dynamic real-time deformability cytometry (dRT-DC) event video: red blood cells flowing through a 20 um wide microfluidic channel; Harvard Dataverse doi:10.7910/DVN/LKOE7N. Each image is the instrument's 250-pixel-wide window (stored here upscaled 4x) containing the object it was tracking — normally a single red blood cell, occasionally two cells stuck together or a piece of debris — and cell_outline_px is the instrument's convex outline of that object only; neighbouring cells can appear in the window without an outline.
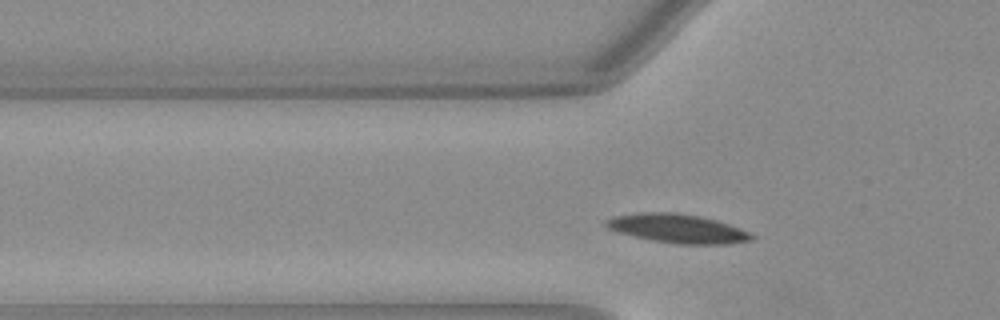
{"species": "Egyptian fruit bat (a non-hibernating species)", "species_latin": "Rousettus aegyptiacus", "temperature_condition": "warm", "stored_images_in_passage": 34, "camera_frame_rate_fps": 3000, "um_per_image_px": 0.085, "animal": {"sex": "female"}, "frame": {"image": 1, "passage_image": 8, "time_ms": 2.333, "image_size_px": [1000, 320], "cell_outline_px": [[756, 236], [752, 240], [728, 244], [676, 244], [652, 240], [632, 236], [608, 228], [604, 224], [604, 220], [616, 216], [648, 212], [672, 212], [700, 216], [716, 220], [752, 232]], "centroid_in_image_um": [57.65, 19.43], "position_along_channel_um": 68.2, "area_um2": 24.45}}
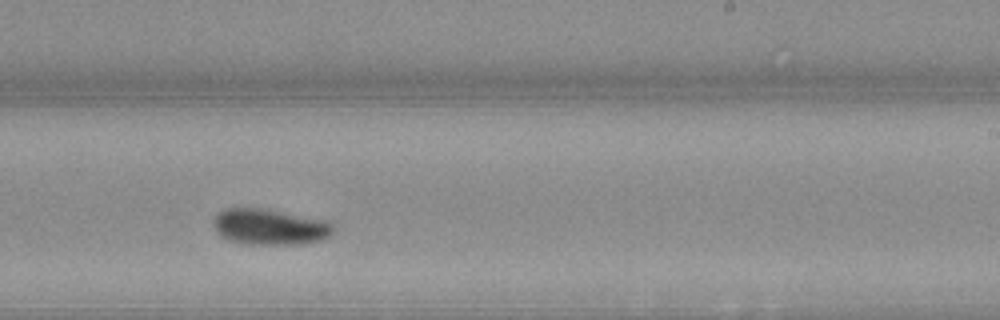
{"frame": {"image": 2, "passage_image": 23, "time_ms": 7.333, "image_size_px": [1000, 320], "cell_outline_px": [[332, 232], [328, 236], [320, 240], [300, 244], [240, 244], [228, 240], [220, 236], [216, 232], [212, 224], [212, 220], [220, 212], [228, 208], [264, 208], [324, 220], [332, 224]], "centroid_in_image_um": [22.86, 19.29], "position_along_channel_um": 266.1, "area_um2": 25.03}}
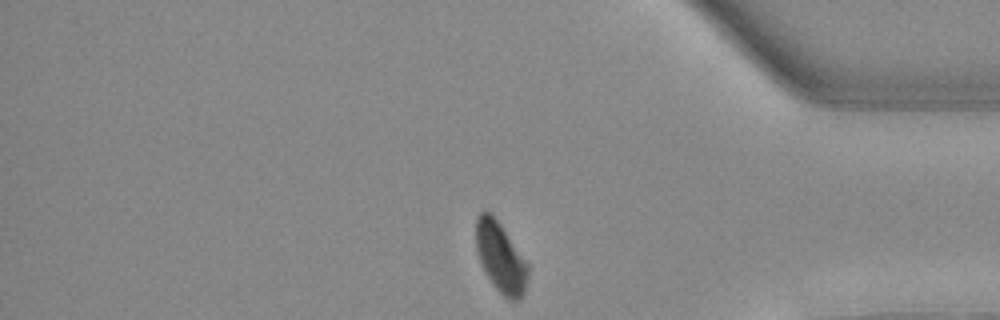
{"frame": {"image": 3, "passage_image": 34, "time_ms": 11.0, "image_size_px": [1000, 320], "cell_outline_px": [[528, 272], [524, 292], [520, 300], [508, 300], [496, 288], [488, 276], [480, 260], [476, 248], [476, 216], [484, 208], [492, 212], [528, 264]], "centroid_in_image_um": [42.54, 21.83], "position_along_channel_um": 392.7, "area_um2": 21.04}, "authors_computed_cell_mechanics": {"area_um2": 23.698, "velocity_mm_per_s": 3.9936, "shape_relaxation_time_tau1_ms": 3.5322, "shape_relaxation_time_tau2_ms": 10.1567, "deformation_change_tau1": 0.1415, "deformation_change_tau2": 0.1141}}